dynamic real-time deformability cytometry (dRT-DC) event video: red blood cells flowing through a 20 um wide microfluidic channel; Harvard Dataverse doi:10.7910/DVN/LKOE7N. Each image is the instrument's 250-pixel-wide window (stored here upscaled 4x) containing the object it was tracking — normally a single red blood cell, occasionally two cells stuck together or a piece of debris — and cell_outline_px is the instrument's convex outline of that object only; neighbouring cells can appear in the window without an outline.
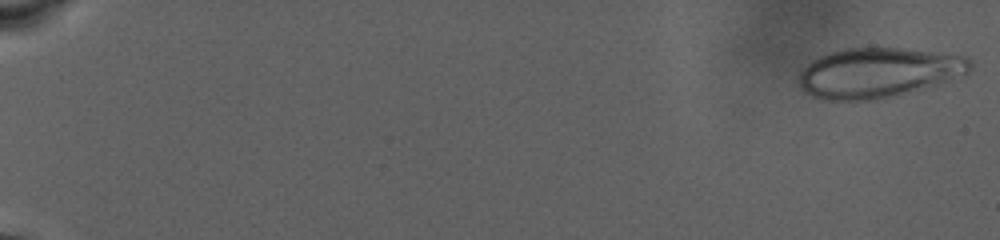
{"species": "human", "species_latin": "Homo sapiens", "temperature_condition": "warm", "stored_images_in_passage": 82, "camera_frame_rate_fps": 3000, "um_per_image_px": 0.085, "donor": {"sex": "male"}, "frame": {"image": 1, "passage_image": 2, "time_ms": 0.333, "image_size_px": [1000, 240], "cell_outline_px": [[972, 68], [964, 76], [936, 84], [876, 100], [824, 100], [812, 96], [800, 84], [800, 72], [812, 60], [820, 56], [844, 48], [904, 48], [968, 56], [972, 60]], "centroid_in_image_um": [74.71, 6.16], "position_along_channel_um": 10.3, "area_um2": 49.48}}
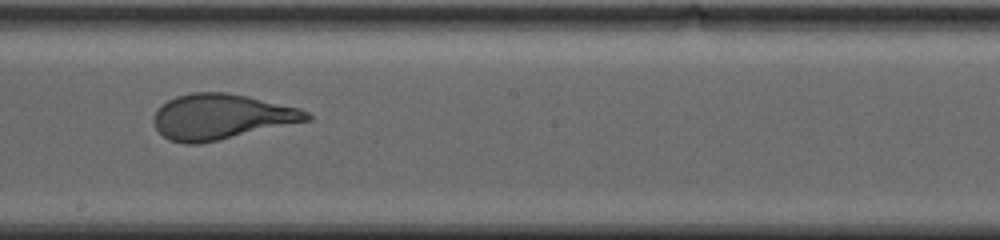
{"frame": {"image": 2, "passage_image": 51, "time_ms": 16.667, "image_size_px": [1000, 240], "cell_outline_px": [[312, 120], [200, 144], [184, 144], [168, 140], [156, 128], [152, 120], [152, 116], [156, 108], [160, 104], [176, 96], [192, 92], [224, 92], [248, 96], [300, 108], [308, 112], [312, 116]], "centroid_in_image_um": [18.78, 9.92], "position_along_channel_um": 229.4, "area_um2": 40.81}}
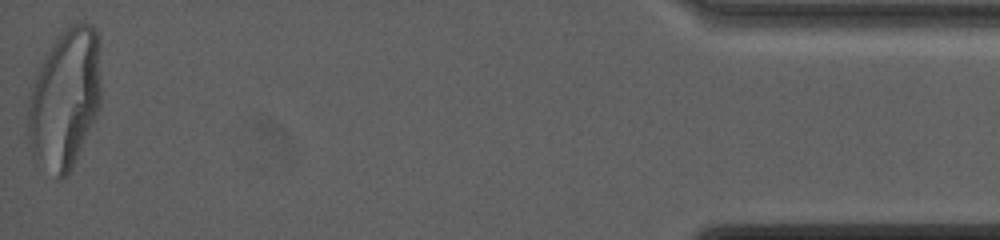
{"frame": {"image": 3, "passage_image": 82, "time_ms": 27.0, "image_size_px": [1000, 240], "cell_outline_px": [[100, 108], [68, 172], [60, 180], [32, 156], [28, 148], [28, 96], [44, 56], [56, 36], [60, 32], [72, 24], [92, 24], [96, 32], [100, 88]], "centroid_in_image_um": [5.47, 8.39], "position_along_channel_um": 429.7, "area_um2": 58.72}, "authors_computed_cell_mechanics": {"area_um2": 47.0781, "velocity_mm_per_s": 2.656, "shape_relaxation_time_tau1_ms": 10.5187, "shape_relaxation_time_tau2_ms": null, "deformation_change_tau1": 0.2768, "deformation_change_tau2": null}}